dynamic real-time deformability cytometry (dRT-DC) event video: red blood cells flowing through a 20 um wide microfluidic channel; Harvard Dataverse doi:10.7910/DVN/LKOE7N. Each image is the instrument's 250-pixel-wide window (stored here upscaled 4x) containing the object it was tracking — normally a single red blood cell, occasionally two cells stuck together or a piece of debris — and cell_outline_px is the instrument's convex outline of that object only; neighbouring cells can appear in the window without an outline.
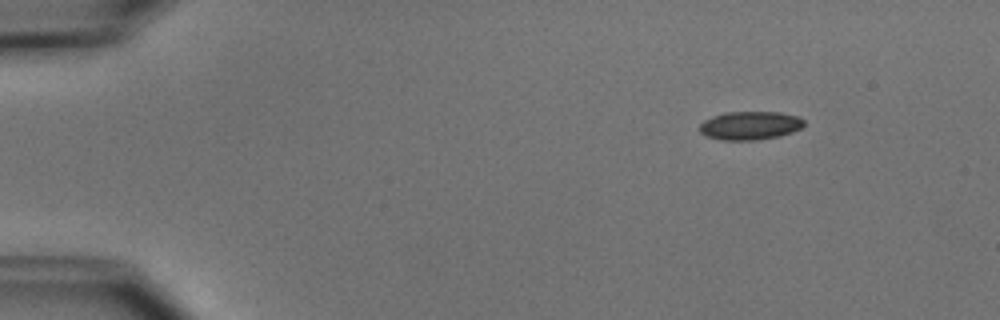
{"species": "common noctule bat (a hibernating species)", "species_latin": "Nyctalus noctula", "temperature_condition": "cold", "stored_images_in_passage": 5, "camera_frame_rate_fps": 3000, "um_per_image_px": 0.085, "animal": {"sex": "male", "body_mass_g": 15.6}, "frame": {"image": 1, "passage_image": 1, "time_ms": 0.0, "image_size_px": [1000, 320], "cell_outline_px": [[804, 124], [800, 128], [792, 132], [780, 136], [756, 140], [720, 140], [708, 136], [700, 132], [700, 124], [704, 120], [712, 116], [724, 112], [780, 112], [796, 116], [804, 120]], "centroid_in_image_um": [63.74, 10.67], "position_along_channel_um": 21.3, "area_um2": 17.28}}
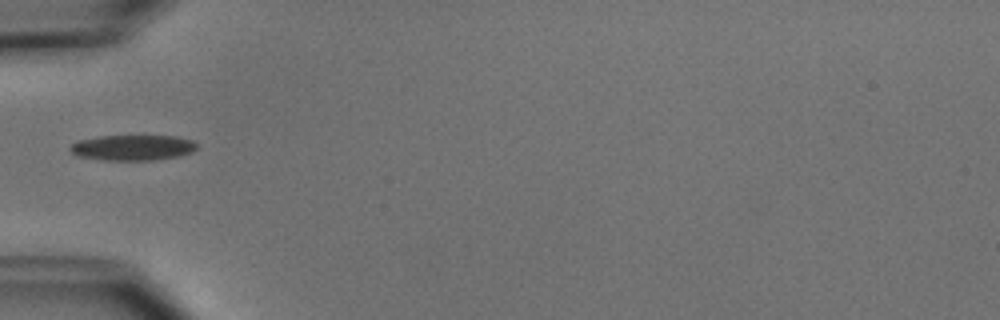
{"frame": {"image": 2, "passage_image": 4, "time_ms": 3.667, "image_size_px": [1000, 320], "cell_outline_px": [[196, 148], [192, 152], [180, 156], [152, 160], [100, 160], [76, 156], [68, 148], [72, 144], [80, 140], [100, 136], [176, 136], [192, 140], [196, 144]], "centroid_in_image_um": [11.26, 12.55], "position_along_channel_um": 73.7, "area_um2": 18.84}}